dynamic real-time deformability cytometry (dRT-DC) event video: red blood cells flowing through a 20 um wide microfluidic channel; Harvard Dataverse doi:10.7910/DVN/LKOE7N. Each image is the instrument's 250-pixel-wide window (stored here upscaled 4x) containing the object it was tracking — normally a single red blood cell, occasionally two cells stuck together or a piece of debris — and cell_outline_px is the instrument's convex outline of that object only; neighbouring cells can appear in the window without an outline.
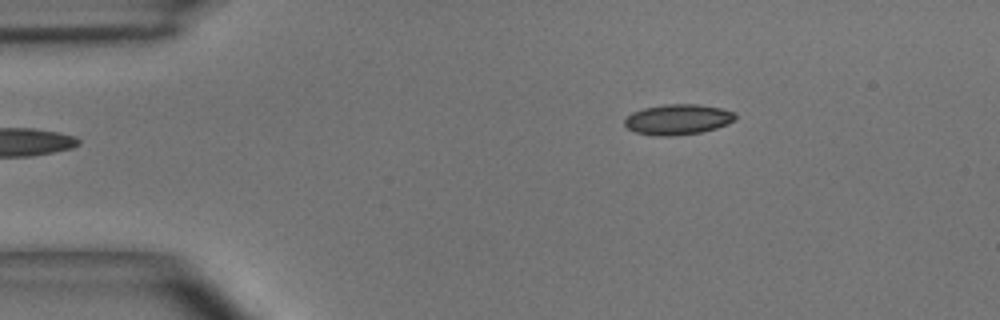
{"species": "common noctule bat (a hibernating species)", "species_latin": "Nyctalus noctula", "temperature_condition": "room temperature", "stored_images_in_passage": 3, "camera_frame_rate_fps": 3000, "um_per_image_px": 0.085, "animal": {"sex": "male", "body_mass_g": 15.6}, "frame": {"image": 1, "passage_image": 3, "time_ms": 0.667, "image_size_px": [1000, 320], "cell_outline_px": [[736, 120], [728, 124], [716, 128], [700, 132], [668, 136], [656, 136], [636, 132], [628, 128], [624, 124], [624, 120], [632, 112], [644, 108], [664, 104], [696, 104], [720, 108], [736, 112]], "centroid_in_image_um": [57.63, 10.15], "position_along_channel_um": 27.4, "area_um2": 19.59}}